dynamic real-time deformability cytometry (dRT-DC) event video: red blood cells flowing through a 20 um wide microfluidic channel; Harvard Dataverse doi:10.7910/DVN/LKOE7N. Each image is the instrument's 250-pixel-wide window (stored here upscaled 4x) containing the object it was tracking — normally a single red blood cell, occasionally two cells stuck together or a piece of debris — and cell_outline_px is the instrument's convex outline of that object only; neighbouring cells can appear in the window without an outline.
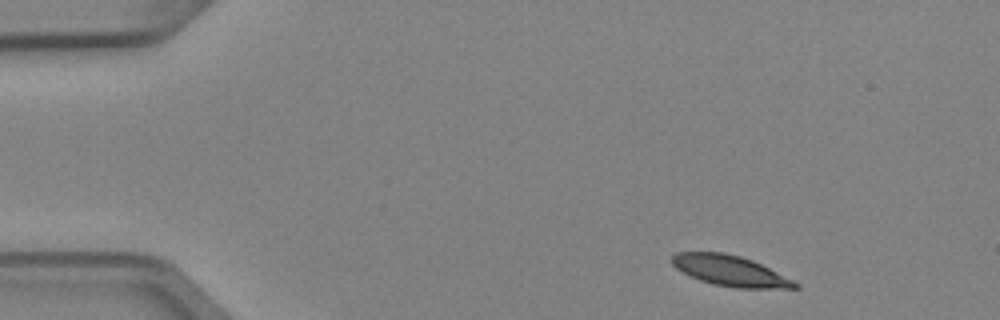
{"species": "Egyptian fruit bat (a non-hibernating species)", "species_latin": "Rousettus aegyptiacus", "temperature_condition": "cold", "stored_images_in_passage": 3, "camera_frame_rate_fps": 3000, "um_per_image_px": 0.085, "animal": {"sex": "female"}, "frame": {"image": 1, "passage_image": 1, "time_ms": 0.0, "image_size_px": [1000, 320], "cell_outline_px": [[800, 288], [736, 288], [712, 284], [700, 280], [676, 268], [672, 264], [672, 256], [676, 252], [724, 252], [740, 256], [752, 260], [800, 284]], "centroid_in_image_um": [62.05, 23.01], "position_along_channel_um": 23.0, "area_um2": 21.62}}